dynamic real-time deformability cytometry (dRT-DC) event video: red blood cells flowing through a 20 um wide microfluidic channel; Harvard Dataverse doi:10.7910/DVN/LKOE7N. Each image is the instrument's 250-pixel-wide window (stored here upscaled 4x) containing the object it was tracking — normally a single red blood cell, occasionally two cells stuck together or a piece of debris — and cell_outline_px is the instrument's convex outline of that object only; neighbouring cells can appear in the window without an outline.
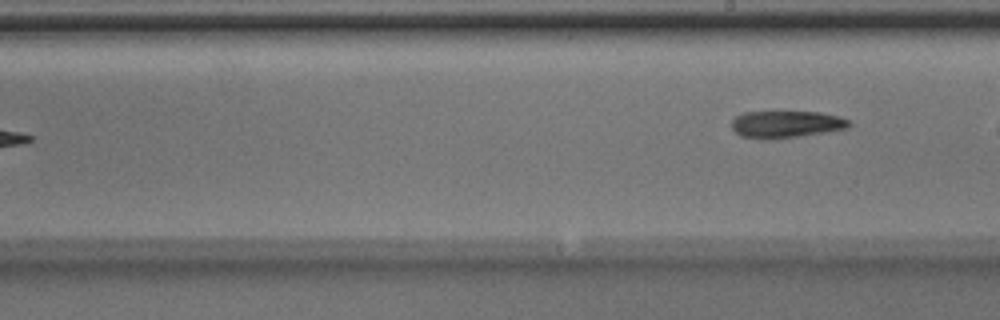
{"species": "Egyptian fruit bat (a non-hibernating species)", "species_latin": "Rousettus aegyptiacus", "temperature_condition": "room temperature", "stored_images_in_passage": 9, "segment_of_instrument_passage": [2, 2], "camera_frame_rate_fps": 3000, "um_per_image_px": 0.085, "animal": {"sex": "male"}, "frame": {"image": 1, "passage_image": 9, "time_ms": 2.667, "image_size_px": [1000, 320], "cell_outline_px": [[852, 124], [848, 128], [828, 132], [800, 136], [760, 140], [740, 136], [732, 128], [732, 120], [736, 116], [744, 112], [820, 112], [840, 116], [848, 120]], "centroid_in_image_um": [66.83, 10.57], "position_along_channel_um": 222.2, "area_um2": 18.67}}